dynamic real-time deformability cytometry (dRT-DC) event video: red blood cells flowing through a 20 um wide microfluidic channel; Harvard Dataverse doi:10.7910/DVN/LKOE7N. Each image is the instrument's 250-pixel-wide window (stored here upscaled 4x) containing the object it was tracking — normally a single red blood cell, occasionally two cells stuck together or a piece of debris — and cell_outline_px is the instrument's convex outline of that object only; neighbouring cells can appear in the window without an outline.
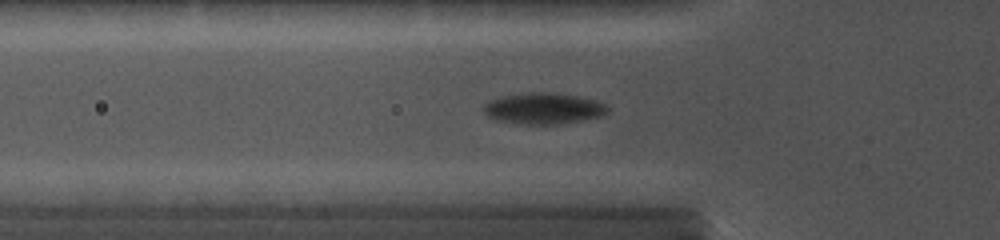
{"species": "common noctule bat (a hibernating species)", "species_latin": "Nyctalus noctula", "temperature_condition": "cold", "stored_images_in_passage": 39, "camera_frame_rate_fps": 5000, "um_per_image_px": 0.085, "animal": {"sex": "female", "body_mass_g": 19.0, "forearm_length_mm": 56.7}, "frame": {"image": 1, "passage_image": 13, "time_ms": 4.6, "image_size_px": [1000, 240], "cell_outline_px": [[608, 112], [600, 116], [580, 120], [556, 124], [520, 124], [496, 120], [488, 116], [484, 112], [484, 104], [500, 96], [528, 92], [552, 92], [580, 96], [596, 100], [608, 104]], "centroid_in_image_um": [46.21, 9.2], "position_along_channel_um": 79.6, "area_um2": 22.6}}
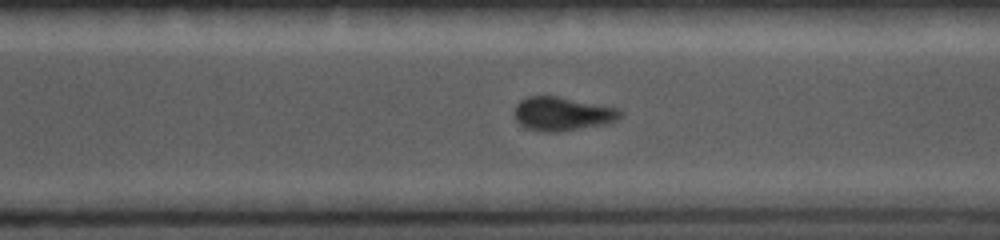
{"frame": {"image": 2, "passage_image": 28, "time_ms": 10.6, "image_size_px": [1000, 240], "cell_outline_px": [[624, 112], [616, 120], [608, 124], [556, 132], [544, 132], [528, 128], [520, 124], [512, 116], [516, 104], [520, 100], [528, 96], [556, 96], [620, 108]], "centroid_in_image_um": [47.8, 9.67], "position_along_channel_um": 322.8, "area_um2": 20.98}}
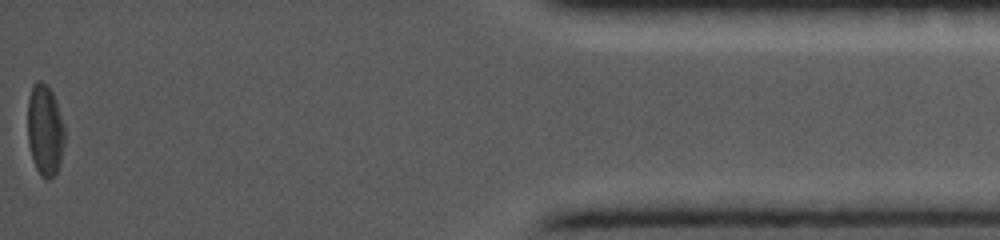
{"frame": {"image": 3, "passage_image": 39, "time_ms": 14.8, "image_size_px": [1000, 240], "cell_outline_px": [[64, 144], [60, 164], [56, 172], [48, 180], [44, 180], [40, 176], [32, 160], [28, 144], [28, 96], [32, 84], [36, 80], [40, 80], [48, 84], [56, 100], [64, 124]], "centroid_in_image_um": [3.81, 11.04], "position_along_channel_um": 431.4, "area_um2": 20.11}}